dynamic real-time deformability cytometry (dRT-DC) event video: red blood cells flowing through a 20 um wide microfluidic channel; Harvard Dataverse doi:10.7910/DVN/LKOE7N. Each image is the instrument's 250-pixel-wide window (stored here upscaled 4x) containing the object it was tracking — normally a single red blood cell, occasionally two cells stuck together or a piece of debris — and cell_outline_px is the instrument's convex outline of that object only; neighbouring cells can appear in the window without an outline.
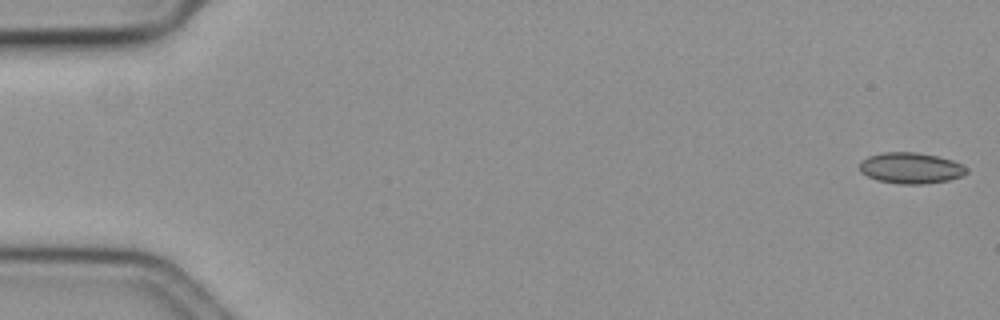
{"species": "common noctule bat (a hibernating species)", "species_latin": "Nyctalus noctula", "temperature_condition": "cold", "stored_images_in_passage": 17, "camera_frame_rate_fps": 3000, "um_per_image_px": 0.085, "animal": {"sex": "female", "body_mass_g": 19.3, "forearm_length_mm": 54.1}, "frame": {"image": 1, "passage_image": 1, "time_ms": 0.0, "image_size_px": [1000, 320], "cell_outline_px": [[968, 172], [964, 176], [948, 180], [920, 184], [900, 184], [876, 180], [860, 172], [860, 160], [868, 156], [884, 152], [916, 152], [936, 156], [952, 160], [964, 164], [968, 168]], "centroid_in_image_um": [77.43, 14.28], "position_along_channel_um": 7.6, "area_um2": 19.48}}
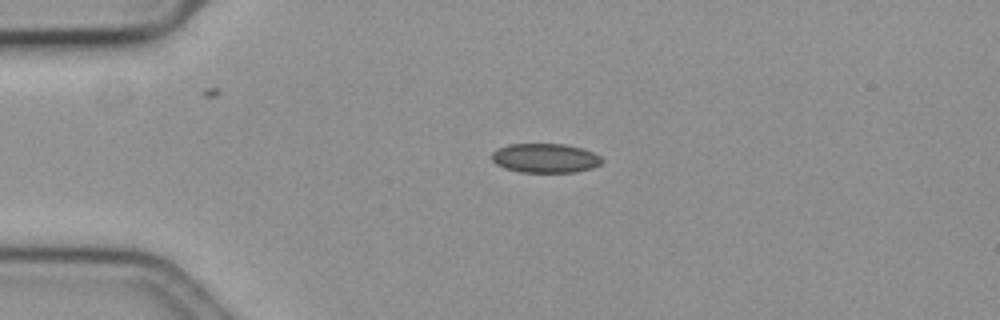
{"frame": {"image": 2, "passage_image": 14, "time_ms": 4.333, "image_size_px": [1000, 320], "cell_outline_px": [[604, 160], [600, 164], [592, 168], [576, 172], [520, 172], [504, 168], [496, 164], [492, 160], [492, 152], [496, 148], [508, 144], [564, 144], [580, 148], [592, 152], [600, 156]], "centroid_in_image_um": [46.32, 13.44], "position_along_channel_um": 38.7, "area_um2": 18.84}}